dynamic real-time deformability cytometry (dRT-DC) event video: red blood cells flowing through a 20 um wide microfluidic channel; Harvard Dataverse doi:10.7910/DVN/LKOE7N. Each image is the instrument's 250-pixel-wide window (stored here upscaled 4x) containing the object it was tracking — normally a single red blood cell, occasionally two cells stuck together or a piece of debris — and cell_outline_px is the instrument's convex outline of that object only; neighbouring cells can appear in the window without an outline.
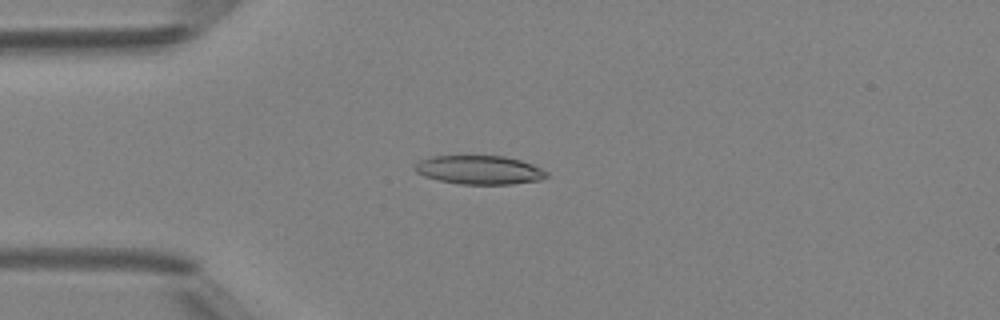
{"species": "Egyptian fruit bat (a non-hibernating species)", "species_latin": "Rousettus aegyptiacus", "temperature_condition": "room temperature", "stored_images_in_passage": 48, "camera_frame_rate_fps": 3000, "um_per_image_px": 0.085, "animal": {"sex": "female"}, "frame": {"image": 1, "passage_image": 12, "time_ms": 3.667, "image_size_px": [1000, 320], "cell_outline_px": [[548, 176], [540, 180], [512, 184], [460, 184], [440, 180], [424, 176], [416, 172], [412, 168], [420, 160], [432, 156], [504, 156], [520, 160], [532, 164], [548, 172]], "centroid_in_image_um": [40.74, 14.44], "position_along_channel_um": 44.3, "area_um2": 22.02}}
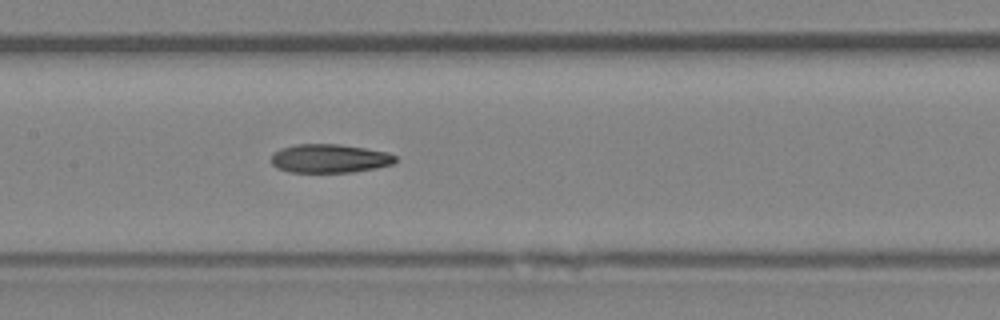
{"frame": {"image": 2, "passage_image": 23, "time_ms": 7.333, "image_size_px": [1000, 320], "cell_outline_px": [[396, 160], [392, 164], [376, 168], [352, 172], [288, 172], [276, 168], [272, 164], [272, 152], [280, 148], [296, 144], [340, 144], [388, 152], [396, 156]], "centroid_in_image_um": [27.98, 13.47], "position_along_channel_um": 179.4, "area_um2": 20.87}}
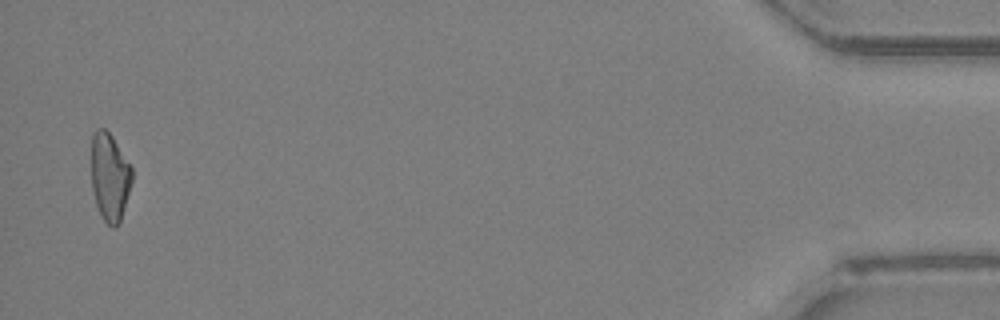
{"frame": {"image": 3, "passage_image": 47, "time_ms": 15.333, "image_size_px": [1000, 320], "cell_outline_px": [[132, 180], [120, 220], [116, 228], [112, 228], [100, 216], [96, 204], [92, 188], [92, 132], [96, 128], [104, 128], [112, 136], [132, 168]], "centroid_in_image_um": [9.31, 15.03], "position_along_channel_um": 425.9, "area_um2": 20.63}, "authors_computed_cell_mechanics": {"area_um2": 21.675, "velocity_mm_per_s": 4.2321, "shape_relaxation_time_tau1_ms": null, "shape_relaxation_time_tau2_ms": 5.2009, "deformation_change_tau1": null, "deformation_change_tau2": 0.1466}}